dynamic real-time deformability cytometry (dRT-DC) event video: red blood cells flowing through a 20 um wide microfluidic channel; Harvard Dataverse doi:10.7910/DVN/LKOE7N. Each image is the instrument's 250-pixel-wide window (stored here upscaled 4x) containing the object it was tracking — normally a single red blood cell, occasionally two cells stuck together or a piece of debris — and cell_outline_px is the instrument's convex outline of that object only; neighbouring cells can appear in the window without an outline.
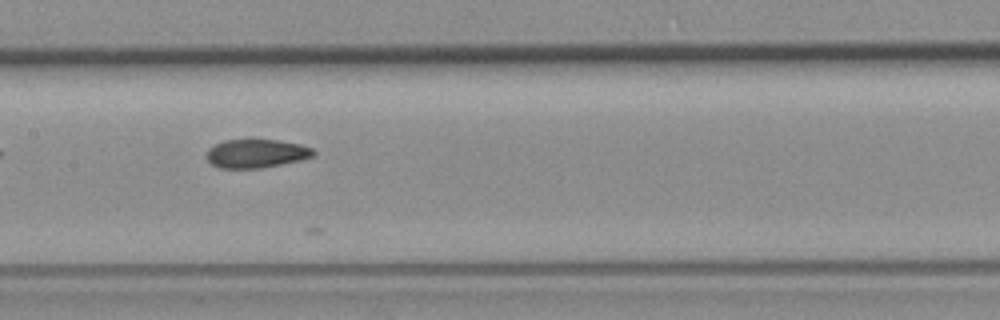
{"species": "common noctule bat (a hibernating species)", "species_latin": "Nyctalus noctula", "temperature_condition": "room temperature", "stored_images_in_passage": 36, "camera_frame_rate_fps": 3000, "um_per_image_px": 0.085, "animal": {"sex": "female", "body_mass_g": 19.3, "forearm_length_mm": 54.1}, "frame": {"image": 1, "passage_image": 28, "time_ms": 9.0, "image_size_px": [1000, 320], "cell_outline_px": [[316, 152], [312, 156], [300, 160], [260, 168], [220, 168], [212, 164], [208, 160], [208, 148], [224, 140], [280, 140], [300, 144], [312, 148]], "centroid_in_image_um": [21.79, 13.04], "position_along_channel_um": 185.6, "area_um2": 17.57}}